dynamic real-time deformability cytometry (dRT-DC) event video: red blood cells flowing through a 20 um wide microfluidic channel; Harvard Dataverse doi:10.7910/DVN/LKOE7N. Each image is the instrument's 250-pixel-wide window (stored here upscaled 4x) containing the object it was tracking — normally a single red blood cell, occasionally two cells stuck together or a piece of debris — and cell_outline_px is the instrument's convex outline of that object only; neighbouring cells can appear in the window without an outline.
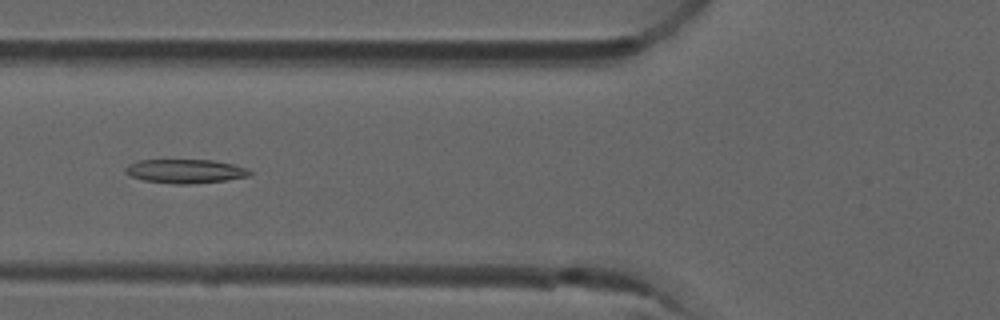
{"species": "common noctule bat (a hibernating species)", "species_latin": "Nyctalus noctula", "temperature_condition": "room temperature", "stored_images_in_passage": 8, "camera_frame_rate_fps": 3000, "um_per_image_px": 0.085, "animal": {"sex": "male", "forearm_length_mm": 52.5}, "frame": {"image": 1, "passage_image": 5, "time_ms": 1.333, "image_size_px": [1000, 320], "cell_outline_px": [[252, 172], [248, 176], [224, 180], [188, 184], [172, 184], [144, 180], [132, 176], [124, 172], [124, 168], [128, 164], [140, 160], [212, 160], [232, 164], [248, 168]], "centroid_in_image_um": [15.73, 14.55], "position_along_channel_um": 110.1, "area_um2": 17.22}}
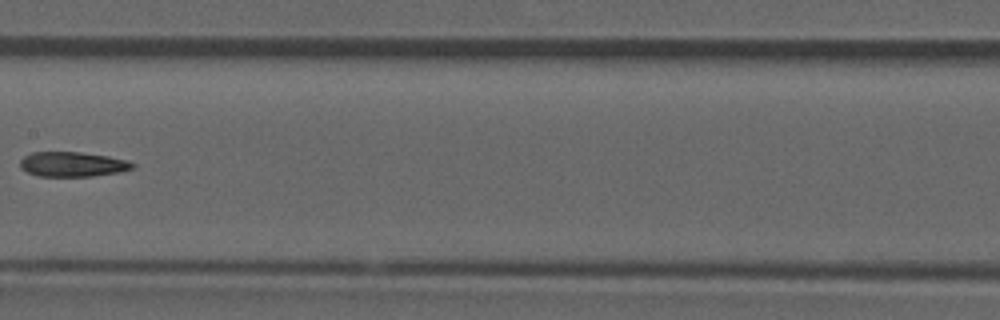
{"frame": {"image": 2, "passage_image": 7, "time_ms": 2.0, "image_size_px": [1000, 320], "cell_outline_px": [[136, 168], [120, 172], [92, 176], [40, 176], [28, 172], [20, 168], [20, 160], [24, 156], [32, 152], [80, 152], [108, 156], [128, 160], [136, 164]], "centroid_in_image_um": [6.21, 13.96], "position_along_channel_um": 201.2, "area_um2": 16.36}}
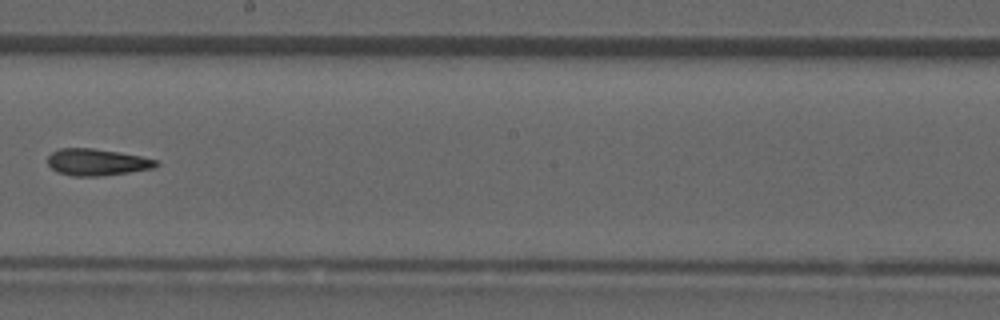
{"frame": {"image": 3, "passage_image": 8, "time_ms": 2.333, "image_size_px": [1000, 320], "cell_outline_px": [[160, 164], [152, 168], [128, 172], [100, 176], [72, 176], [56, 172], [48, 164], [48, 156], [52, 152], [60, 148], [92, 148], [140, 156], [156, 160]], "centroid_in_image_um": [8.19, 13.79], "position_along_channel_um": 240.0, "area_um2": 16.7}}